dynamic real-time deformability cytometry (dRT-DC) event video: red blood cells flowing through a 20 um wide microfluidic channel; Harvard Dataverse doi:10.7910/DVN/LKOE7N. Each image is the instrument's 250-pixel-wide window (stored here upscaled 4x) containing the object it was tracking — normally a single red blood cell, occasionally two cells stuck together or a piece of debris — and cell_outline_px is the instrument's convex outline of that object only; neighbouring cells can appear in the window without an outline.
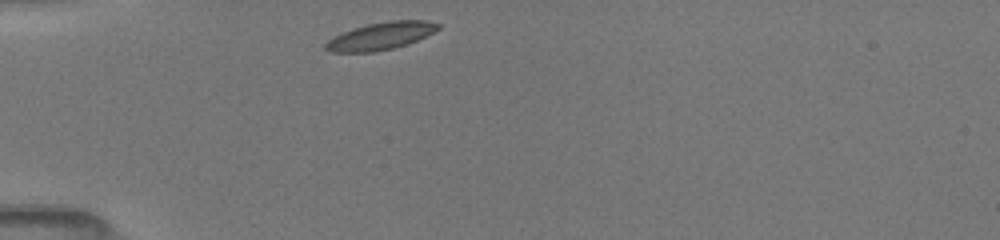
{"species": "common noctule bat (a hibernating species)", "species_latin": "Nyctalus noctula", "temperature_condition": "room temperature", "stored_images_in_passage": 36, "camera_frame_rate_fps": 3000, "um_per_image_px": 0.085, "animal": {"sex": "female", "body_mass_g": 19.5, "forearm_length_mm": 54.1}, "frame": {"image": 1, "passage_image": 1, "time_ms": 0.0, "image_size_px": [1000, 240], "cell_outline_px": [[440, 28], [408, 44], [392, 48], [372, 52], [328, 52], [324, 48], [324, 44], [332, 36], [352, 28], [368, 24], [392, 20], [424, 20], [440, 24]], "centroid_in_image_um": [32.3, 3.06], "position_along_channel_um": 52.7, "area_um2": 17.92}}
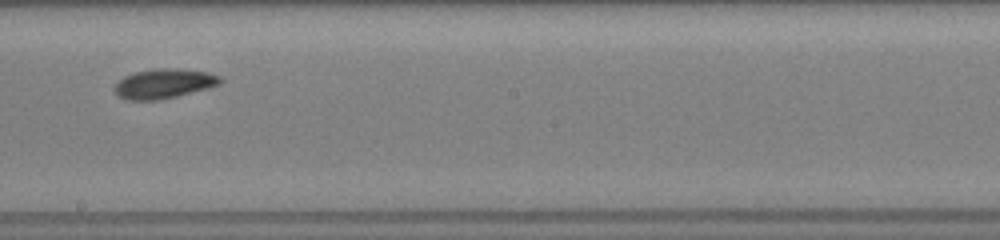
{"frame": {"image": 2, "passage_image": 16, "time_ms": 5.0, "image_size_px": [1000, 240], "cell_outline_px": [[224, 80], [220, 84], [208, 88], [160, 100], [124, 100], [112, 88], [124, 76], [136, 72], [156, 68], [176, 68], [208, 72], [220, 76]], "centroid_in_image_um": [13.95, 7.1], "position_along_channel_um": 234.3, "area_um2": 18.26}}
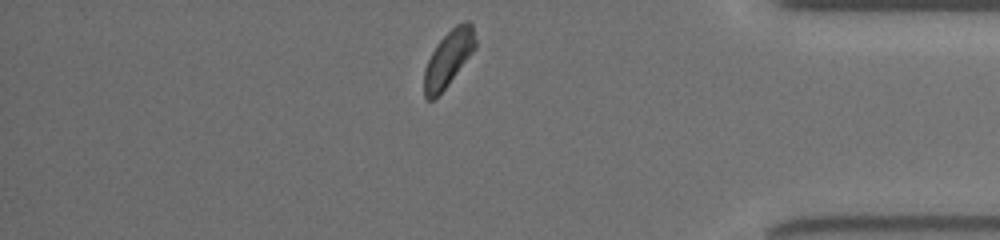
{"frame": {"image": 3, "passage_image": 30, "time_ms": 9.667, "image_size_px": [1000, 240], "cell_outline_px": [[476, 48], [448, 84], [432, 100], [428, 100], [424, 96], [424, 68], [436, 44], [456, 24], [468, 20], [472, 20], [476, 40]], "centroid_in_image_um": [38.13, 4.92], "position_along_channel_um": 397.1, "area_um2": 16.59}}